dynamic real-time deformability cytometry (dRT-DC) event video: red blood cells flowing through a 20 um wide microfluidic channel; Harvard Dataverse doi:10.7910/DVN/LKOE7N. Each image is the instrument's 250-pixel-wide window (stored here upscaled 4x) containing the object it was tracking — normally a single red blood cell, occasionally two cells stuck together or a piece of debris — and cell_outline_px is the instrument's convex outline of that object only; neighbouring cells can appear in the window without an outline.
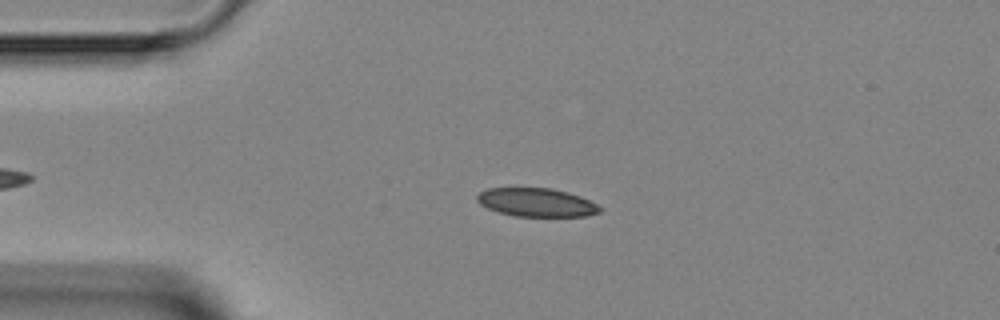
{"species": "Egyptian fruit bat (a non-hibernating species)", "species_latin": "Rousettus aegyptiacus", "temperature_condition": "room temperature", "stored_images_in_passage": 4, "segment_of_instrument_passage": [1, 2], "camera_frame_rate_fps": 3000, "um_per_image_px": 0.085, "animal": {"sex": "female"}, "frame": {"image": 1, "passage_image": 3, "time_ms": 2.333, "image_size_px": [1000, 320], "cell_outline_px": [[600, 212], [588, 216], [516, 216], [500, 212], [488, 208], [480, 204], [476, 200], [476, 196], [480, 192], [488, 188], [552, 188], [568, 192], [580, 196], [596, 204], [600, 208]], "centroid_in_image_um": [45.59, 17.2], "position_along_channel_um": 39.4, "area_um2": 20.23}}